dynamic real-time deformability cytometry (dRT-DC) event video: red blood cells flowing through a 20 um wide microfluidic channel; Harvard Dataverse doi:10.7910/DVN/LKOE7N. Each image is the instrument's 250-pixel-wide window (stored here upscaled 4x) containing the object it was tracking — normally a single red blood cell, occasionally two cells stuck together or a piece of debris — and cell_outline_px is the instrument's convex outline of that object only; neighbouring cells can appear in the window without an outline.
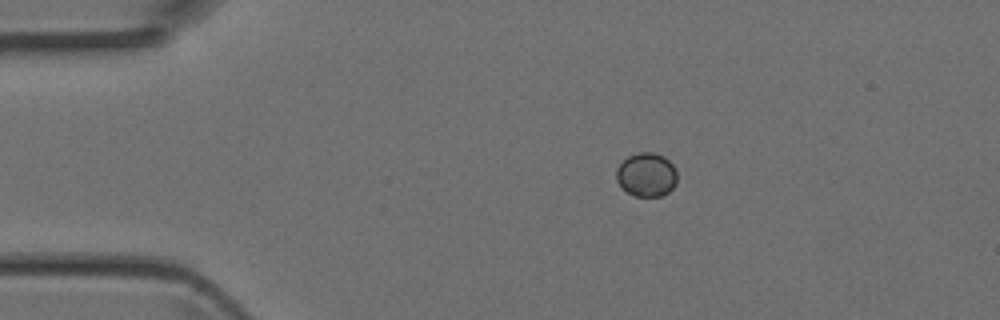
{"species": "Egyptian fruit bat (a non-hibernating species)", "species_latin": "Rousettus aegyptiacus", "temperature_condition": "room temperature", "stored_images_in_passage": 2, "camera_frame_rate_fps": 3000, "um_per_image_px": 0.085, "animal": {"sex": "female"}, "frame": {"image": 1, "passage_image": 1, "time_ms": 0.0, "image_size_px": [1000, 320], "cell_outline_px": [[676, 184], [668, 192], [660, 196], [636, 196], [628, 192], [616, 180], [616, 168], [628, 156], [640, 152], [652, 152], [664, 156], [676, 168]], "centroid_in_image_um": [54.96, 14.84], "position_along_channel_um": 30.0, "area_um2": 15.43}}